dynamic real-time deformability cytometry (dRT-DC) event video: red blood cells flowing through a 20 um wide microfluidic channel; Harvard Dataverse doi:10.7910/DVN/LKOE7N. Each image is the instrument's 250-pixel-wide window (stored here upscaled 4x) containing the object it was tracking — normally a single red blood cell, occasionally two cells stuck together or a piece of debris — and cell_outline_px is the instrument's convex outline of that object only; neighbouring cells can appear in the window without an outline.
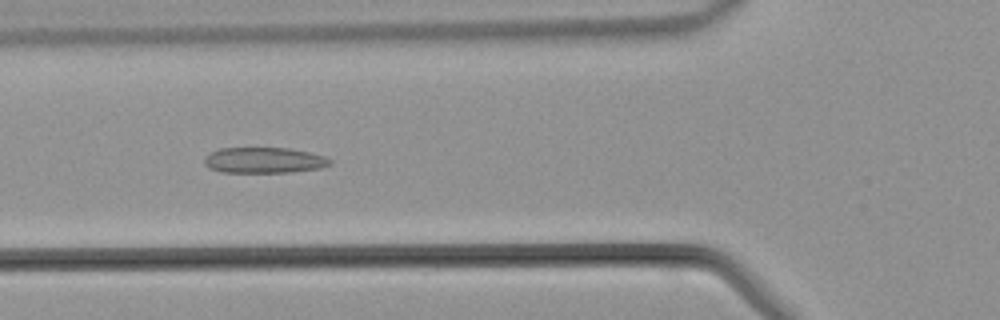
{"species": "common noctule bat (a hibernating species)", "species_latin": "Nyctalus noctula", "temperature_condition": "warm", "stored_images_in_passage": 39, "camera_frame_rate_fps": 3000, "um_per_image_px": 0.085, "animal": {"sex": "male", "body_mass_g": 21.5, "forearm_length_mm": 52.0}, "frame": {"image": 1, "passage_image": 10, "time_ms": 3.0, "image_size_px": [1000, 320], "cell_outline_px": [[332, 164], [320, 168], [292, 172], [220, 172], [208, 168], [204, 164], [204, 156], [208, 152], [220, 148], [288, 148], [308, 152], [324, 156], [332, 160]], "centroid_in_image_um": [22.4, 13.62], "position_along_channel_um": 103.4, "area_um2": 19.02}}
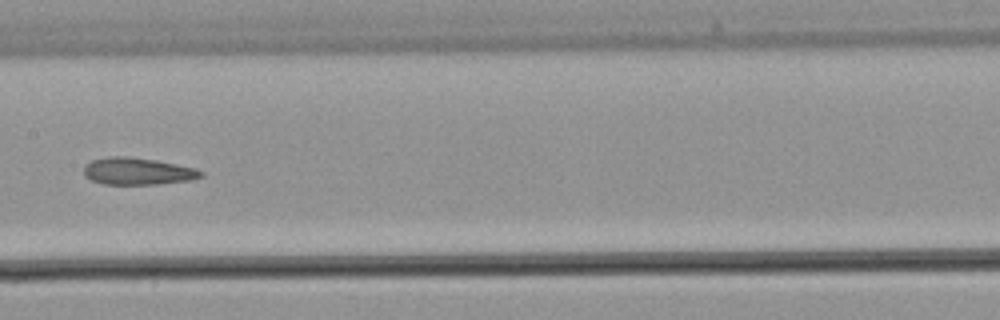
{"frame": {"image": 2, "passage_image": 16, "time_ms": 5.0, "image_size_px": [1000, 320], "cell_outline_px": [[204, 176], [192, 180], [160, 184], [104, 184], [92, 180], [84, 176], [84, 164], [92, 160], [112, 156], [128, 156], [156, 160], [196, 168], [204, 172]], "centroid_in_image_um": [11.72, 14.56], "position_along_channel_um": 195.7, "area_um2": 18.61}}
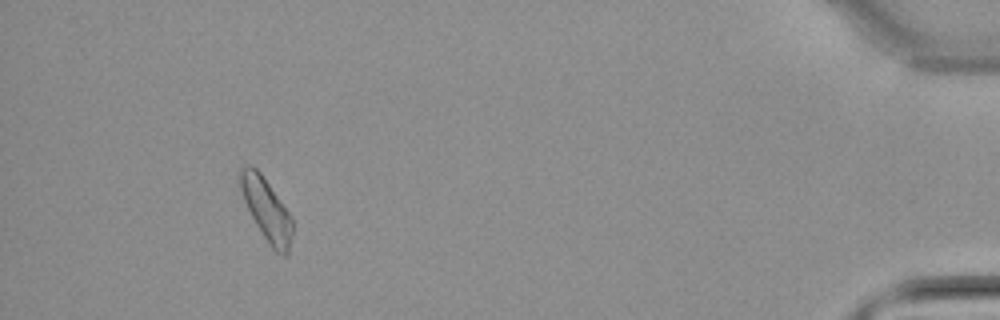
{"frame": {"image": 3, "passage_image": 35, "time_ms": 11.333, "image_size_px": [1000, 320], "cell_outline_px": [[292, 236], [288, 256], [284, 256], [276, 252], [272, 248], [256, 224], [244, 200], [240, 188], [240, 168], [248, 164], [256, 168], [260, 172], [288, 212], [292, 220]], "centroid_in_image_um": [22.65, 17.83], "position_along_channel_um": 412.5, "area_um2": 18.5}}